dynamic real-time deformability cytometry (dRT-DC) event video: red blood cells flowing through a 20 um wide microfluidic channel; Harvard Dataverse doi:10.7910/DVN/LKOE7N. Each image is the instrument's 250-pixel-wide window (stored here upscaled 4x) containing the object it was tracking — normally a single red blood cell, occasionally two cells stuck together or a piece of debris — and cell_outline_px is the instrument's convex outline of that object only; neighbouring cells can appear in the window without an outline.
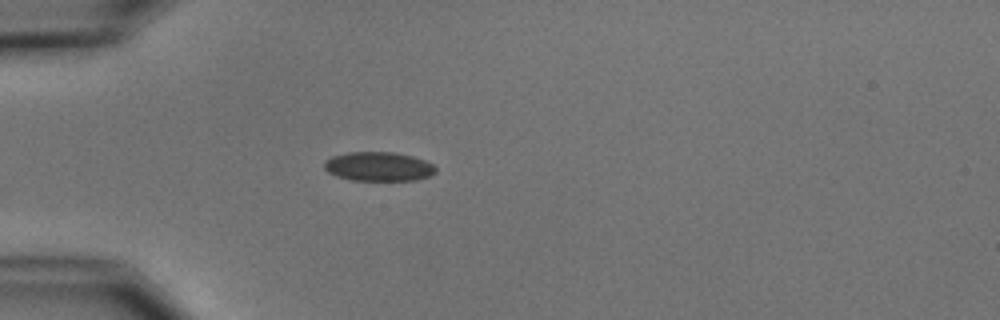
{"species": "common noctule bat (a hibernating species)", "species_latin": "Nyctalus noctula", "temperature_condition": "cold", "stored_images_in_passage": 2, "camera_frame_rate_fps": 3000, "um_per_image_px": 0.085, "animal": {"sex": "male", "body_mass_g": 15.6}, "frame": {"image": 1, "passage_image": 1, "time_ms": 0.0, "image_size_px": [1000, 320], "cell_outline_px": [[436, 172], [432, 176], [416, 180], [352, 180], [336, 176], [328, 172], [324, 168], [324, 160], [332, 156], [348, 152], [396, 152], [412, 156], [424, 160], [432, 164], [436, 168]], "centroid_in_image_um": [32.18, 14.15], "position_along_channel_um": 52.8, "area_um2": 19.07}}